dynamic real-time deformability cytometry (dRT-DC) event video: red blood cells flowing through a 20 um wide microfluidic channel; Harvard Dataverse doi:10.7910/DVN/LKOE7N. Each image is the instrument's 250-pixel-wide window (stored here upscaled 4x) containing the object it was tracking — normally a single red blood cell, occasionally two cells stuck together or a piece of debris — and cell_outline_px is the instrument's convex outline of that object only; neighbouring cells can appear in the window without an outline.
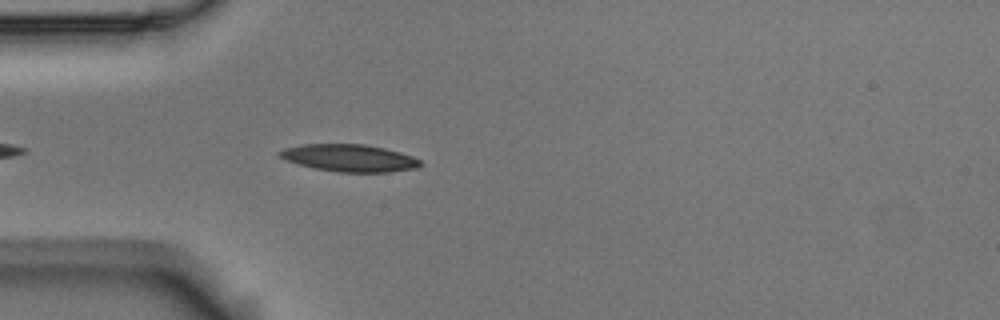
{"species": "Egyptian fruit bat (a non-hibernating species)", "species_latin": "Rousettus aegyptiacus", "temperature_condition": "room temperature", "stored_images_in_passage": 4, "camera_frame_rate_fps": 3000, "um_per_image_px": 0.085, "animal": {"sex": "male"}, "frame": {"image": 1, "passage_image": 4, "time_ms": 1.0, "image_size_px": [1000, 320], "cell_outline_px": [[424, 164], [420, 168], [388, 172], [336, 172], [312, 168], [288, 160], [280, 156], [280, 152], [284, 148], [304, 144], [364, 144], [384, 148], [400, 152], [412, 156], [420, 160]], "centroid_in_image_um": [29.77, 13.44], "position_along_channel_um": 55.2, "area_um2": 22.31}}